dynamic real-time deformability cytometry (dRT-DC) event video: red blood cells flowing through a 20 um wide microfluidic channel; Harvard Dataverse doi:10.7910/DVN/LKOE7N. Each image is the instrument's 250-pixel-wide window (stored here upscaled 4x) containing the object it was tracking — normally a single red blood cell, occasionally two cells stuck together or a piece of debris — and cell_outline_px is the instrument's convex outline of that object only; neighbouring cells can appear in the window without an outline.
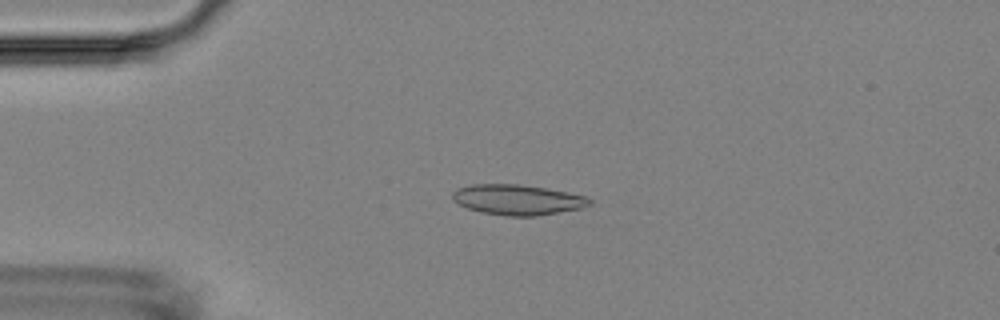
{"species": "Egyptian fruit bat (a non-hibernating species)", "species_latin": "Rousettus aegyptiacus", "temperature_condition": "room temperature", "stored_images_in_passage": 5, "camera_frame_rate_fps": 3000, "um_per_image_px": 0.085, "animal": {"sex": "female"}, "frame": {"image": 1, "passage_image": 4, "time_ms": 3.667, "image_size_px": [1000, 320], "cell_outline_px": [[592, 204], [580, 208], [536, 216], [504, 216], [484, 212], [468, 208], [452, 200], [452, 192], [456, 188], [472, 184], [520, 184], [548, 188], [588, 196], [592, 200]], "centroid_in_image_um": [44.0, 16.96], "position_along_channel_um": 41.0, "area_um2": 24.33}}